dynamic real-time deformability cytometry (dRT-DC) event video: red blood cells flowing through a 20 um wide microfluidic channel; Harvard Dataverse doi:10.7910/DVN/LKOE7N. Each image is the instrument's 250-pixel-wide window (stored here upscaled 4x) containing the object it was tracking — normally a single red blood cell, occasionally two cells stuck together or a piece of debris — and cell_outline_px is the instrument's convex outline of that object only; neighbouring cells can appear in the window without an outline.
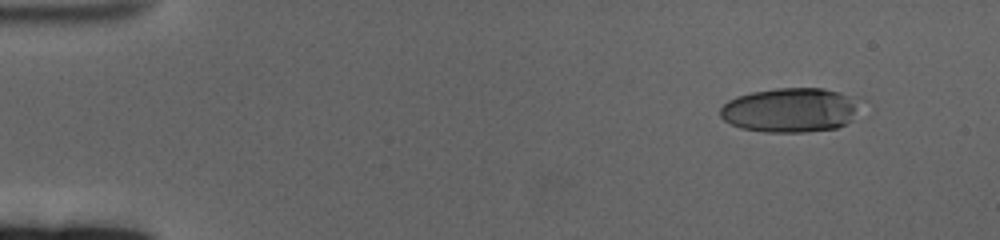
{"species": "human", "species_latin": "Homo sapiens", "temperature_condition": "cold", "stored_images_in_passage": 56, "camera_frame_rate_fps": 3000, "um_per_image_px": 0.085, "donor": {"sex": "female"}, "frame": {"image": 1, "passage_image": 1, "time_ms": 0.0, "image_size_px": [1000, 240], "cell_outline_px": [[856, 100], [852, 120], [836, 128], [804, 132], [764, 132], [740, 128], [724, 120], [720, 116], [720, 108], [728, 100], [736, 96], [752, 92], [776, 88], [824, 88], [840, 92]], "centroid_in_image_um": [67.09, 9.35], "position_along_channel_um": 17.9, "area_um2": 35.84}}
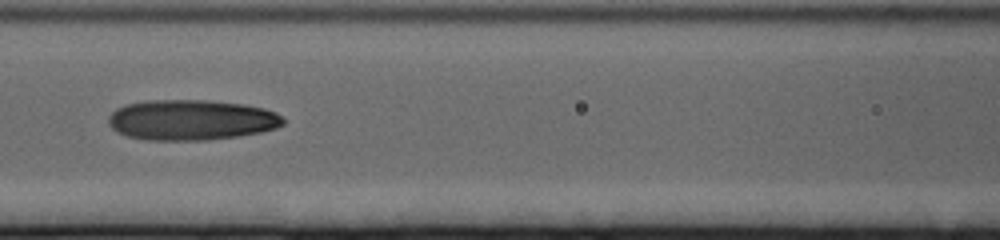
{"frame": {"image": 2, "passage_image": 23, "time_ms": 7.333, "image_size_px": [1000, 240], "cell_outline_px": [[284, 124], [276, 128], [260, 132], [236, 136], [208, 140], [148, 140], [128, 136], [112, 128], [108, 124], [108, 116], [116, 108], [124, 104], [148, 100], [204, 100], [244, 104], [264, 108], [276, 112], [284, 116]], "centroid_in_image_um": [16.26, 10.19], "position_along_channel_um": 150.3, "area_um2": 41.33}}
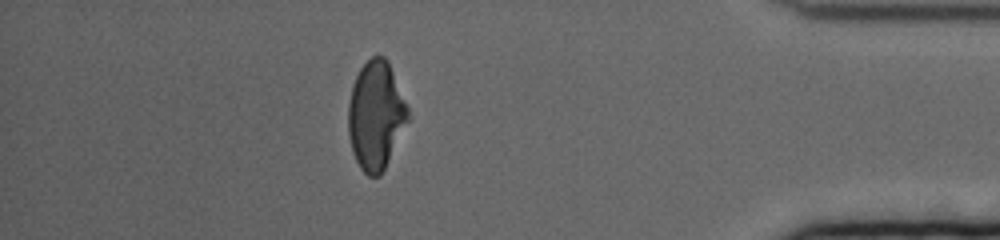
{"frame": {"image": 3, "passage_image": 49, "time_ms": 16.0, "image_size_px": [1000, 240], "cell_outline_px": [[408, 120], [380, 176], [368, 176], [360, 168], [352, 152], [348, 132], [348, 104], [352, 88], [356, 76], [360, 68], [372, 56], [384, 56], [388, 60], [408, 108]], "centroid_in_image_um": [31.92, 9.8], "position_along_channel_um": 403.3, "area_um2": 37.22}, "authors_computed_cell_mechanics": {"area_um2": 39.1306, "velocity_mm_per_s": 3.3549, "shape_relaxation_time_tau1_ms": 4.3159, "shape_relaxation_time_tau2_ms": 2.1523, "deformation_change_tau1": 0.2017, "deformation_change_tau2": 0.1064}}